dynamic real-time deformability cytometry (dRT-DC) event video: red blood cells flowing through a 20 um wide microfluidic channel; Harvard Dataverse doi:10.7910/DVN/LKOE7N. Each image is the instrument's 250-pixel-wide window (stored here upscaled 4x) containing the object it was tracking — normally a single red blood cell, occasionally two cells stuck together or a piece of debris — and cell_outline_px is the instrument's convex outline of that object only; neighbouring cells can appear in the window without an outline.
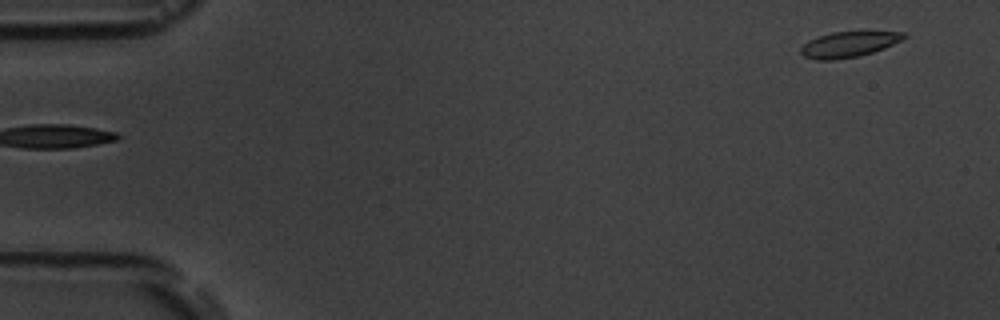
{"species": "common noctule bat (a hibernating species)", "species_latin": "Nyctalus noctula", "temperature_condition": "room temperature", "stored_images_in_passage": 6, "segment_of_instrument_passage": [2, 2], "camera_frame_rate_fps": 3000, "um_per_image_px": 0.085, "animal": {"sex": "male", "body_mass_g": 19.5, "forearm_length_mm": 54.6}, "frame": {"image": 1, "passage_image": 6, "time_ms": 6.0, "image_size_px": [1000, 320], "cell_outline_px": [[908, 36], [884, 48], [860, 56], [832, 60], [816, 60], [804, 56], [800, 52], [800, 48], [808, 40], [832, 32], [908, 32]], "centroid_in_image_um": [72.12, 3.78], "position_along_channel_um": 12.9, "area_um2": 15.2}}